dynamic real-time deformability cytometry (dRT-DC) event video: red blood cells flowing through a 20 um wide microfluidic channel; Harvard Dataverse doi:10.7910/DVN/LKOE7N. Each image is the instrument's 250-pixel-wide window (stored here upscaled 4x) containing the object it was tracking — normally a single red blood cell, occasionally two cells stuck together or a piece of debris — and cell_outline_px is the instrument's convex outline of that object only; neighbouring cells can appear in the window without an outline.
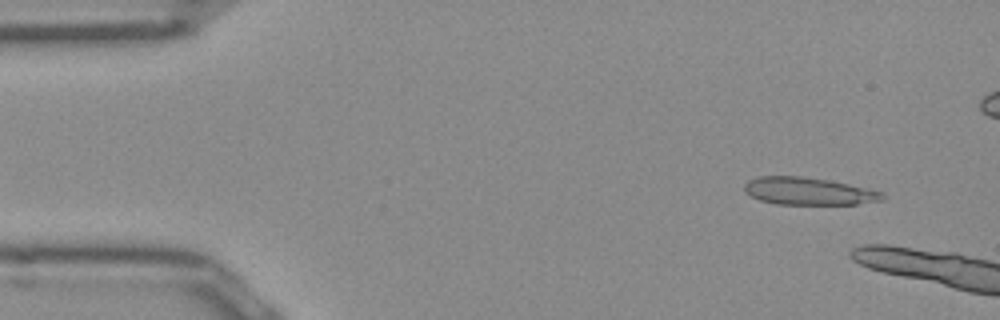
{"species": "Egyptian fruit bat (a non-hibernating species)", "species_latin": "Rousettus aegyptiacus", "temperature_condition": "room temperature", "stored_images_in_passage": 10, "camera_frame_rate_fps": 3000, "um_per_image_px": 0.085, "frame": {"image": 1, "passage_image": 4, "time_ms": 1.0, "image_size_px": [1000, 320], "cell_outline_px": [[884, 200], [856, 204], [776, 204], [760, 200], [744, 192], [744, 184], [748, 180], [760, 176], [800, 176], [828, 180], [848, 184], [880, 192], [884, 196]], "centroid_in_image_um": [68.67, 16.25], "position_along_channel_um": 16.3, "area_um2": 21.85}}